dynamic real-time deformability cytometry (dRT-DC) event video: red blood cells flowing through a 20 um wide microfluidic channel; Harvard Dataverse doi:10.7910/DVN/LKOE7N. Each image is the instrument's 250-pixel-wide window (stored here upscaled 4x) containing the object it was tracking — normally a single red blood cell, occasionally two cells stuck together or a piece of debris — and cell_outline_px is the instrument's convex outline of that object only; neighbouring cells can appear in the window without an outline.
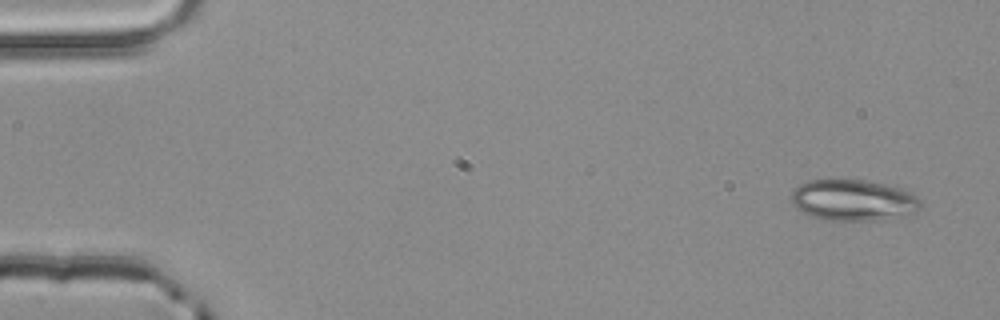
{"species": "common noctule bat (a hibernating species)", "species_latin": "Nyctalus noctula", "temperature_condition": "room temperature", "stored_images_in_passage": 4, "camera_frame_rate_fps": 3000, "um_per_image_px": 0.085, "animal": {"sex": "male", "body_mass_g": 20.4}, "frame": {"image": 1, "passage_image": 1, "time_ms": 0.0, "image_size_px": [1000, 320], "cell_outline_px": [[920, 208], [916, 212], [908, 216], [884, 220], [824, 220], [800, 212], [792, 204], [792, 192], [800, 184], [808, 180], [832, 176], [864, 180], [888, 184], [904, 188], [912, 192], [920, 200]], "centroid_in_image_um": [72.54, 16.98], "position_along_channel_um": 12.5, "area_um2": 32.31}}